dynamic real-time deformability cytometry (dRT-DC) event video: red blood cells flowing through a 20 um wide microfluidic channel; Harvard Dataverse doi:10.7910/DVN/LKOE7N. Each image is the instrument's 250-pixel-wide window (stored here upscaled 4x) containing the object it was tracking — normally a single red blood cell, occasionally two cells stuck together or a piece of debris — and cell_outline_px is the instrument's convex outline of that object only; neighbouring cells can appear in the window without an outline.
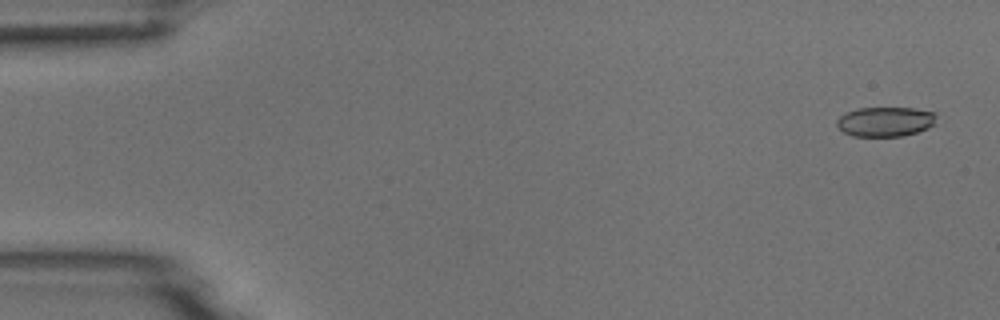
{"species": "common noctule bat (a hibernating species)", "species_latin": "Nyctalus noctula", "temperature_condition": "room temperature", "stored_images_in_passage": 5, "camera_frame_rate_fps": 3000, "um_per_image_px": 0.085, "animal": {"sex": "male", "body_mass_g": 18.8}, "frame": {"image": 1, "passage_image": 1, "time_ms": 0.0, "image_size_px": [1000, 320], "cell_outline_px": [[936, 116], [932, 124], [928, 128], [904, 136], [852, 136], [844, 132], [836, 124], [836, 120], [844, 112], [856, 108], [912, 108], [936, 112]], "centroid_in_image_um": [75.22, 10.33], "position_along_channel_um": 9.8, "area_um2": 17.22}}
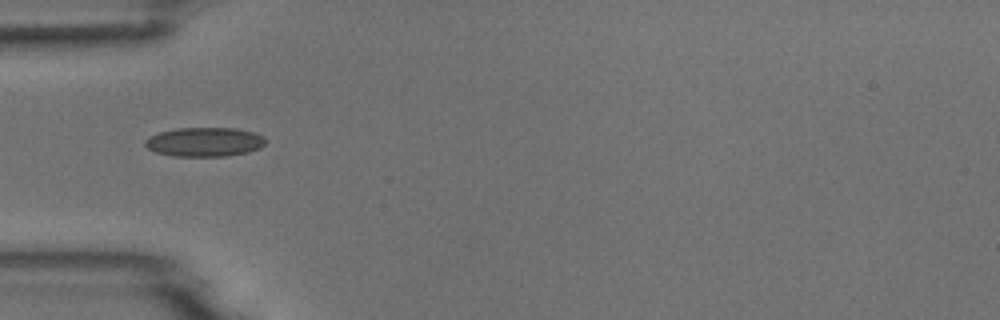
{"frame": {"image": 2, "passage_image": 5, "time_ms": 5.0, "image_size_px": [1000, 320], "cell_outline_px": [[264, 144], [260, 148], [248, 152], [224, 156], [172, 156], [156, 152], [148, 148], [144, 144], [144, 140], [160, 132], [176, 128], [236, 128], [252, 132], [264, 136]], "centroid_in_image_um": [17.38, 12.06], "position_along_channel_um": 67.6, "area_um2": 20.35}}